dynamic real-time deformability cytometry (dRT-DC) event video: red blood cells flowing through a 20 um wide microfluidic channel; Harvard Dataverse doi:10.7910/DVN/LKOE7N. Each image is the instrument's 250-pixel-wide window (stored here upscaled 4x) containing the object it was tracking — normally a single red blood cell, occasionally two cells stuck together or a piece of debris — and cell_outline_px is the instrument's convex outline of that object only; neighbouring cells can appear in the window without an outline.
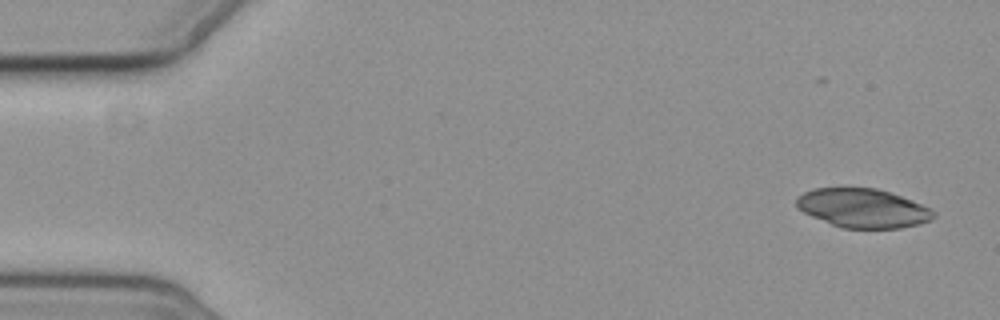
{"species": "common noctule bat (a hibernating species)", "species_latin": "Nyctalus noctula", "temperature_condition": "cold", "stored_images_in_passage": 5, "camera_frame_rate_fps": 3000, "um_per_image_px": 0.085, "animal": {"sex": "female", "body_mass_g": 19.3, "forearm_length_mm": 54.1}, "frame": {"image": 1, "passage_image": 1, "time_ms": 0.0, "image_size_px": [1000, 320], "cell_outline_px": [[936, 216], [932, 220], [920, 224], [900, 228], [844, 228], [832, 224], [812, 216], [796, 208], [796, 196], [804, 192], [816, 188], [876, 188], [912, 200], [932, 208], [936, 212]], "centroid_in_image_um": [73.38, 17.69], "position_along_channel_um": 11.6, "area_um2": 31.15}}